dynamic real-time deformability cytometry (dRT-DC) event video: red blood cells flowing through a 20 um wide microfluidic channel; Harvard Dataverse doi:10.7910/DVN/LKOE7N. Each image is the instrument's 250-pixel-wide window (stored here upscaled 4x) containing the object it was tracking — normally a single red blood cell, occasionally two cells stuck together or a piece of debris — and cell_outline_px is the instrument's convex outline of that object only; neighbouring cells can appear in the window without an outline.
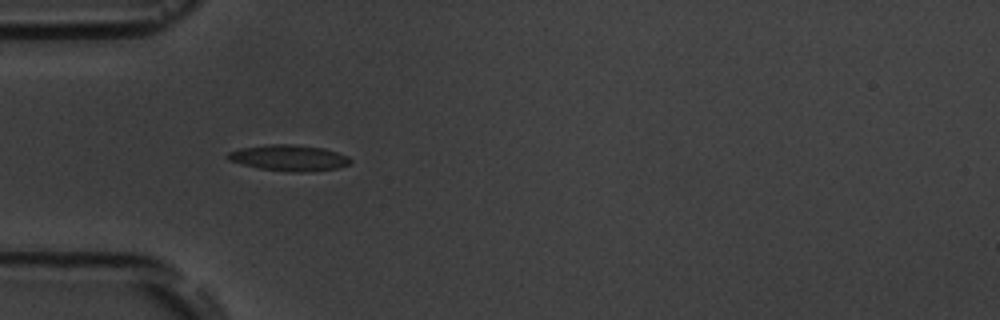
{"species": "common noctule bat (a hibernating species)", "species_latin": "Nyctalus noctula", "temperature_condition": "room temperature", "stored_images_in_passage": 9, "camera_frame_rate_fps": 3000, "um_per_image_px": 0.085, "animal": {"sex": "male", "body_mass_g": 19.5, "forearm_length_mm": 54.6}, "frame": {"image": 1, "passage_image": 6, "time_ms": 5.667, "image_size_px": [1000, 320], "cell_outline_px": [[352, 160], [348, 164], [336, 168], [308, 172], [292, 172], [260, 168], [228, 160], [228, 152], [240, 148], [268, 144], [296, 144], [324, 148], [348, 156]], "centroid_in_image_um": [24.58, 13.41], "position_along_channel_um": 60.4, "area_um2": 18.44}}
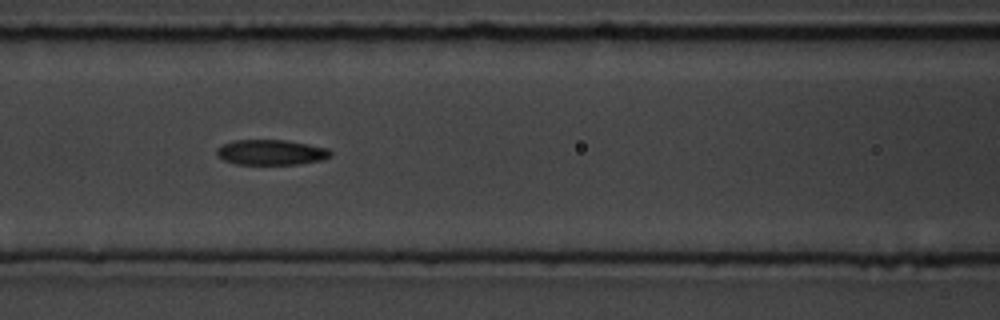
{"frame": {"image": 2, "passage_image": 8, "time_ms": 8.0, "image_size_px": [1000, 320], "cell_outline_px": [[332, 156], [320, 160], [300, 164], [236, 164], [224, 160], [216, 156], [216, 148], [232, 140], [284, 140], [308, 144], [328, 148], [332, 152]], "centroid_in_image_um": [23.03, 12.95], "position_along_channel_um": 143.6, "area_um2": 16.82}}
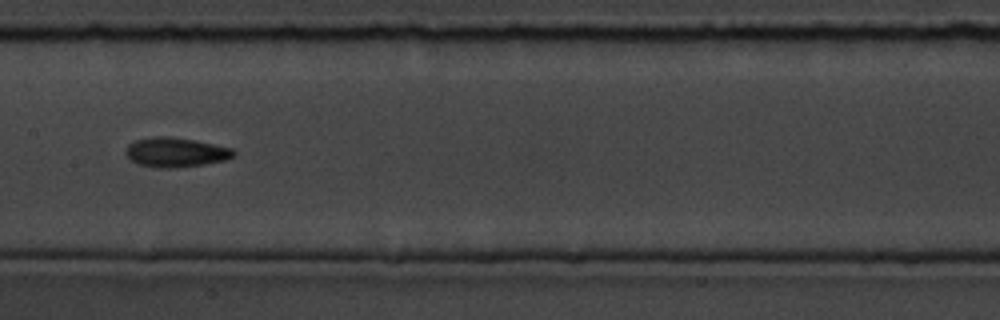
{"frame": {"image": 3, "passage_image": 9, "time_ms": 9.333, "image_size_px": [1000, 320], "cell_outline_px": [[236, 152], [232, 156], [224, 160], [204, 164], [172, 168], [156, 168], [140, 164], [132, 160], [124, 152], [128, 144], [136, 140], [156, 136], [168, 136], [196, 140], [232, 148]], "centroid_in_image_um": [14.92, 12.94], "position_along_channel_um": 192.5, "area_um2": 18.44}}